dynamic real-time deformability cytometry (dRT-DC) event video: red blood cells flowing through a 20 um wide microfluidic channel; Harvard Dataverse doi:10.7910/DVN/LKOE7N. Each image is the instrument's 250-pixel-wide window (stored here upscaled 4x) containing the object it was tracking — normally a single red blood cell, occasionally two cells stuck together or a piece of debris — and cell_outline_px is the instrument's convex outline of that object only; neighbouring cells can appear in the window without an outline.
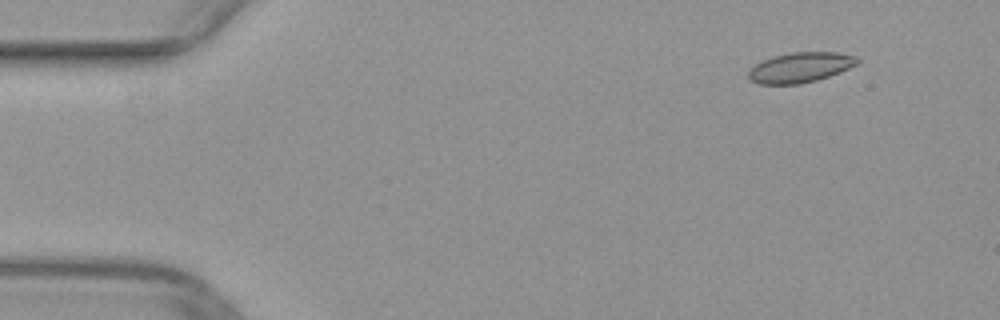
{"species": "common noctule bat (a hibernating species)", "species_latin": "Nyctalus noctula", "temperature_condition": "warm", "stored_images_in_passage": 47, "camera_frame_rate_fps": 3000, "um_per_image_px": 0.085, "animal": {"sex": "female", "body_mass_g": 29.2, "forearm_length_mm": 56.3}, "frame": {"image": 1, "passage_image": 1, "time_ms": 0.0, "image_size_px": [1000, 320], "cell_outline_px": [[860, 60], [856, 64], [840, 72], [816, 80], [800, 84], [756, 84], [748, 80], [748, 72], [756, 64], [772, 56], [792, 52], [836, 52], [856, 56]], "centroid_in_image_um": [68.0, 5.73], "position_along_channel_um": 17.0, "area_um2": 19.07}}
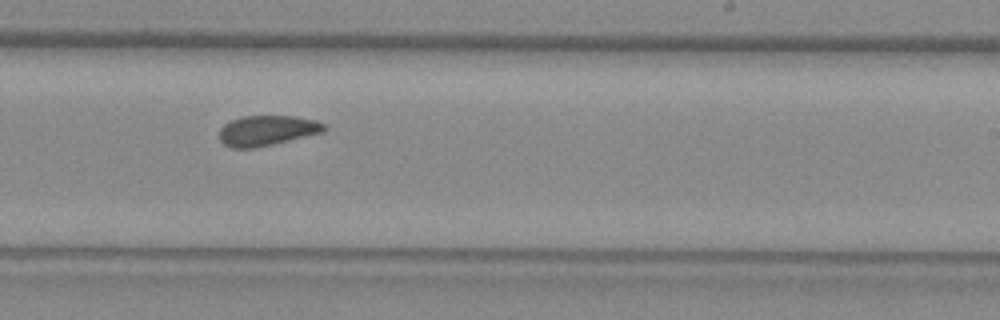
{"frame": {"image": 2, "passage_image": 27, "time_ms": 8.667, "image_size_px": [1000, 320], "cell_outline_px": [[328, 128], [324, 132], [272, 144], [252, 148], [232, 148], [224, 144], [220, 140], [220, 128], [224, 124], [232, 120], [244, 116], [296, 116], [316, 120], [324, 124]], "centroid_in_image_um": [22.72, 11.09], "position_along_channel_um": 266.3, "area_um2": 18.38}}
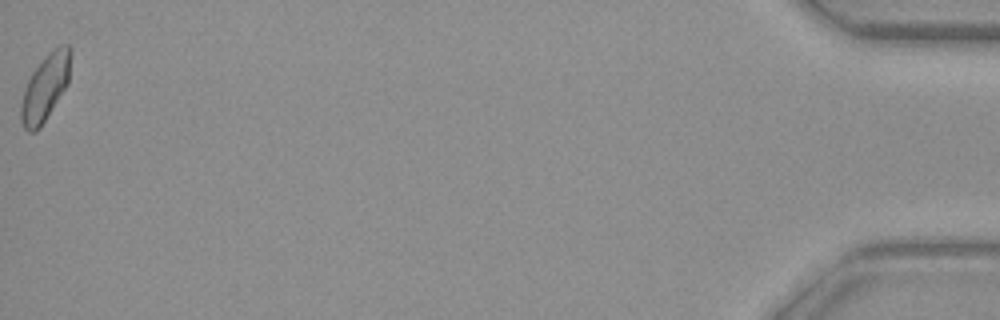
{"frame": {"image": 3, "passage_image": 47, "time_ms": 15.333, "image_size_px": [1000, 320], "cell_outline_px": [[72, 52], [68, 84], [40, 128], [36, 132], [28, 132], [24, 128], [20, 120], [20, 104], [28, 80], [32, 72], [48, 52], [52, 48], [60, 44], [68, 44], [72, 48]], "centroid_in_image_um": [3.86, 7.41], "position_along_channel_um": 431.3, "area_um2": 19.48}}